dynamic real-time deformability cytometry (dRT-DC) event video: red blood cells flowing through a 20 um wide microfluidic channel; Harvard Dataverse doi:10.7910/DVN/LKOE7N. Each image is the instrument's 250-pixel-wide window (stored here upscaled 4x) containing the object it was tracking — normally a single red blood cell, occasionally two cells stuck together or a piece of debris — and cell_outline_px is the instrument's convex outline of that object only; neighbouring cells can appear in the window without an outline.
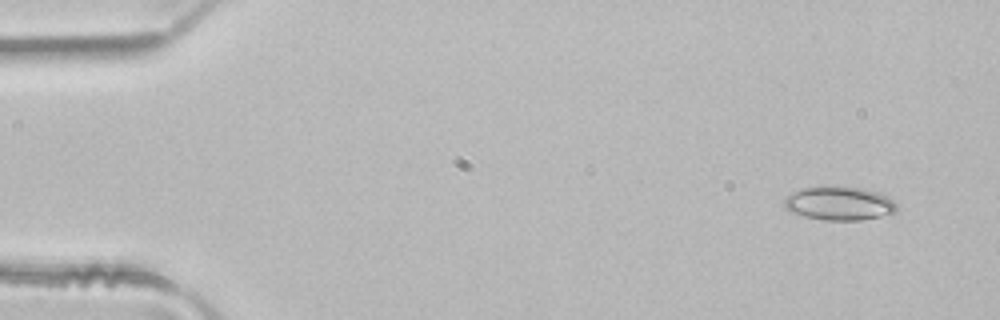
{"species": "common noctule bat (a hibernating species)", "species_latin": "Nyctalus noctula", "temperature_condition": "room temperature", "stored_images_in_passage": 47, "camera_frame_rate_fps": 3000, "um_per_image_px": 0.085, "animal": {"sex": "male", "body_mass_g": 21.5, "forearm_length_mm": 52.0}, "frame": {"image": 1, "passage_image": 1, "time_ms": 0.0, "image_size_px": [1000, 320], "cell_outline_px": [[896, 212], [880, 216], [860, 220], [824, 220], [804, 216], [788, 212], [784, 208], [784, 200], [788, 196], [804, 188], [860, 188], [876, 192], [892, 200], [896, 204]], "centroid_in_image_um": [71.31, 17.33], "position_along_channel_um": 13.7, "area_um2": 21.33}}
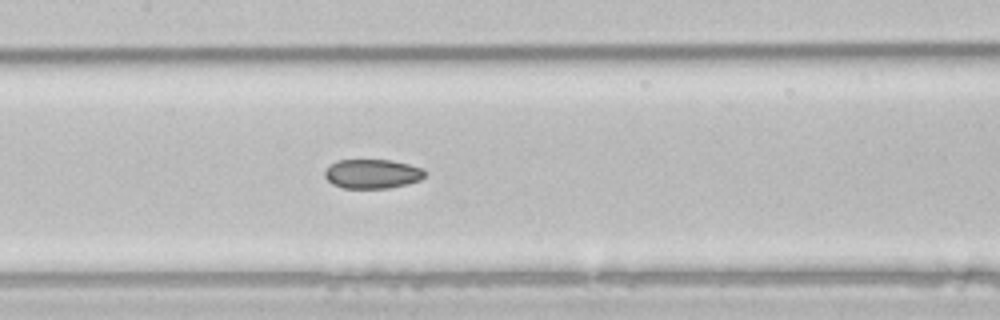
{"frame": {"image": 2, "passage_image": 21, "time_ms": 6.667, "image_size_px": [1000, 320], "cell_outline_px": [[424, 176], [420, 180], [408, 184], [388, 188], [344, 188], [332, 184], [324, 176], [324, 172], [336, 160], [392, 160], [424, 168]], "centroid_in_image_um": [31.65, 14.78], "position_along_channel_um": 175.7, "area_um2": 17.05}}
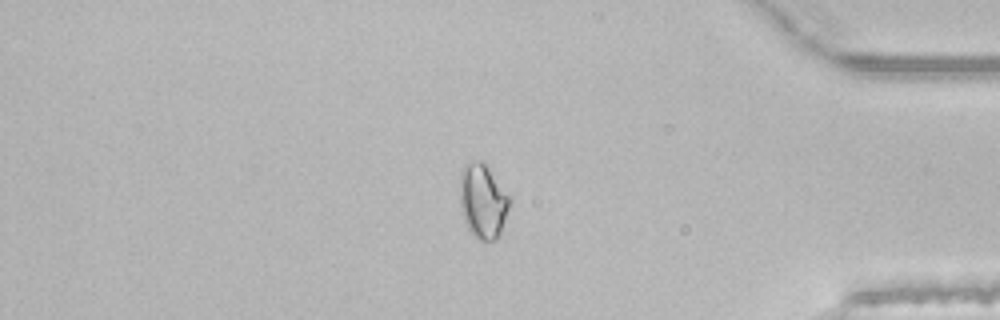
{"frame": {"image": 3, "passage_image": 39, "time_ms": 12.667, "image_size_px": [1000, 320], "cell_outline_px": [[512, 200], [500, 232], [496, 240], [476, 240], [468, 228], [464, 220], [460, 208], [460, 172], [464, 164], [472, 160], [480, 160], [488, 168], [512, 196]], "centroid_in_image_um": [41.05, 17.08], "position_along_channel_um": 394.2, "area_um2": 21.91}, "authors_computed_cell_mechanics": {"area_um2": 19.363, "velocity_mm_per_s": 4.1309, "shape_relaxation_time_tau1_ms": null, "shape_relaxation_time_tau2_ms": 2.4478, "deformation_change_tau1": null, "deformation_change_tau2": 0.0623}}